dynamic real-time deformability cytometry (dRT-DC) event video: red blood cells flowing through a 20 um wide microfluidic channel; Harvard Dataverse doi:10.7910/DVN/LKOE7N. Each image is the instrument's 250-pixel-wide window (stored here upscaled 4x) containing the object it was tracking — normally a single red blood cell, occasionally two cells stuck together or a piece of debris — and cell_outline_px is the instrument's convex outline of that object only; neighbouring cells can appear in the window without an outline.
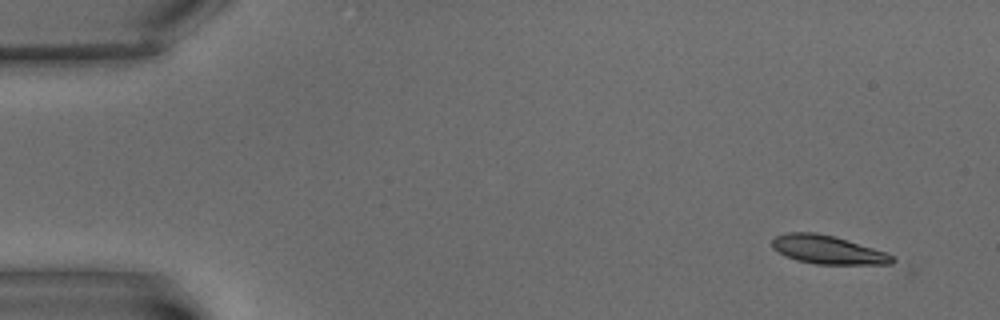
{"species": "common noctule bat (a hibernating species)", "species_latin": "Nyctalus noctula", "temperature_condition": "warm", "stored_images_in_passage": 6, "camera_frame_rate_fps": 3000, "um_per_image_px": 0.085, "animal": {"sex": "male", "body_mass_g": 15.6}, "frame": {"image": 1, "passage_image": 1, "time_ms": 0.0, "image_size_px": [1000, 320], "cell_outline_px": [[896, 260], [892, 264], [816, 264], [796, 260], [784, 256], [772, 248], [772, 240], [776, 236], [788, 232], [816, 232], [832, 236], [872, 248], [884, 252], [892, 256]], "centroid_in_image_um": [70.3, 21.23], "position_along_channel_um": 14.7, "area_um2": 19.71}}
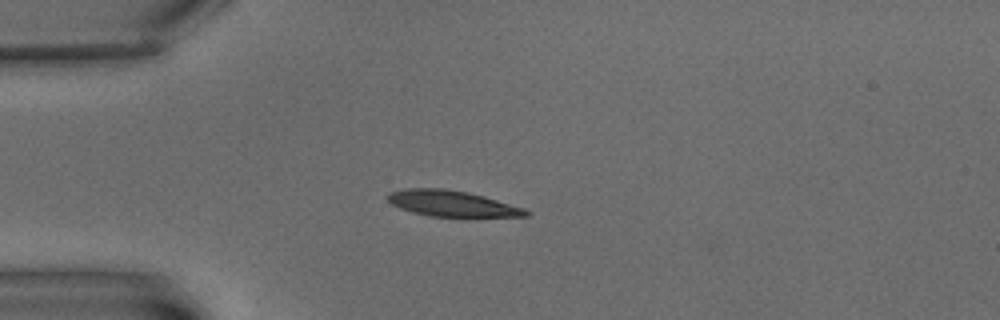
{"frame": {"image": 2, "passage_image": 4, "time_ms": 4.333, "image_size_px": [1000, 320], "cell_outline_px": [[532, 212], [528, 216], [432, 216], [412, 212], [400, 208], [392, 204], [388, 200], [388, 192], [408, 188], [444, 188], [468, 192], [484, 196], [524, 208]], "centroid_in_image_um": [38.41, 17.29], "position_along_channel_um": 46.6, "area_um2": 20.63}}
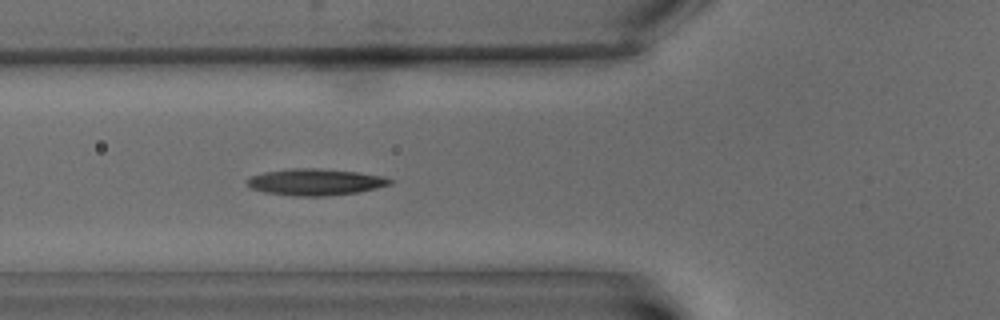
{"frame": {"image": 3, "passage_image": 6, "time_ms": 6.667, "image_size_px": [1000, 320], "cell_outline_px": [[392, 184], [360, 192], [324, 196], [292, 196], [264, 192], [252, 188], [244, 180], [248, 176], [264, 172], [288, 168], [320, 168], [360, 172], [384, 176], [392, 180]], "centroid_in_image_um": [26.79, 15.46], "position_along_channel_um": 99.0, "area_um2": 22.43}}